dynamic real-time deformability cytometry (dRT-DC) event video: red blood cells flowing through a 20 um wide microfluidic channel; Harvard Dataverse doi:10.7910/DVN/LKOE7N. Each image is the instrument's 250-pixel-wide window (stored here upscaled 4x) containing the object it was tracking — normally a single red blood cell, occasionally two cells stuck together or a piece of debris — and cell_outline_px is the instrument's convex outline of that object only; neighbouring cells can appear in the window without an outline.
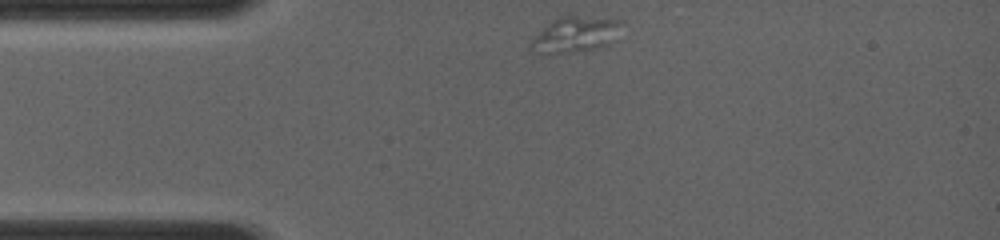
{"species": "common noctule bat (a hibernating species)", "species_latin": "Nyctalus noctula", "temperature_condition": "room temperature", "stored_images_in_passage": 5, "camera_frame_rate_fps": 4000, "um_per_image_px": 0.085, "animal": {"sex": "female", "body_mass_g": 19.0, "forearm_length_mm": 56.7}, "frame": {"image": 1, "passage_image": 1, "time_ms": 0.0, "image_size_px": [1000, 240], "cell_outline_px": [[624, 20], [608, 44], [604, 48], [568, 52], [536, 52], [528, 48], [528, 44], [552, 20], [560, 16], [576, 16]], "centroid_in_image_um": [48.89, 2.93], "position_along_channel_um": 36.1, "area_um2": 18.26}}
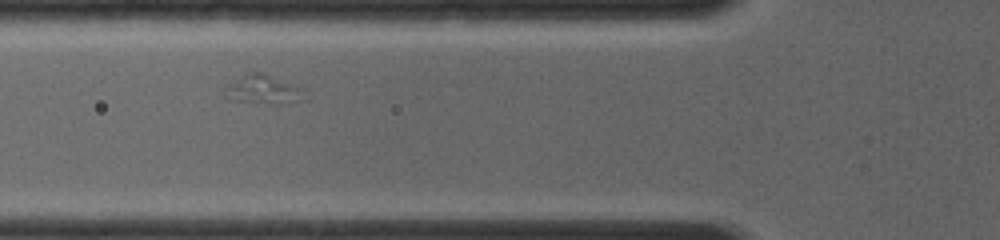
{"frame": {"image": 2, "passage_image": 4, "time_ms": 2.25, "image_size_px": [1000, 240], "cell_outline_px": [[308, 100], [280, 104], [272, 104], [228, 100], [224, 96], [224, 84], [248, 72], [264, 72], [300, 88], [308, 92]], "centroid_in_image_um": [22.36, 7.63], "position_along_channel_um": 103.4, "area_um2": 14.05}}
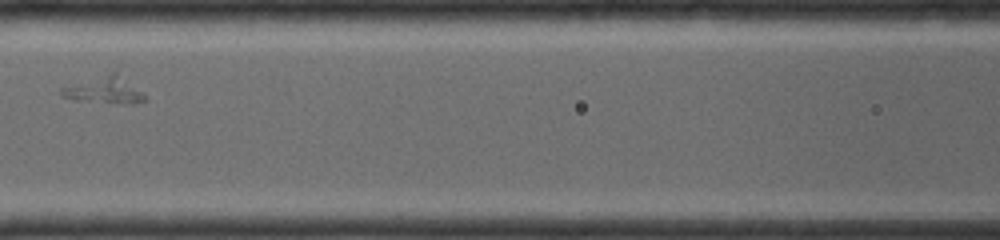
{"frame": {"image": 3, "passage_image": 5, "time_ms": 3.5, "image_size_px": [1000, 240], "cell_outline_px": [[144, 100], [132, 104], [128, 104], [72, 100], [60, 96], [60, 88], [112, 72], [116, 72], [140, 92], [144, 96]], "centroid_in_image_um": [8.79, 7.69], "position_along_channel_um": 157.8, "area_um2": 12.54}}